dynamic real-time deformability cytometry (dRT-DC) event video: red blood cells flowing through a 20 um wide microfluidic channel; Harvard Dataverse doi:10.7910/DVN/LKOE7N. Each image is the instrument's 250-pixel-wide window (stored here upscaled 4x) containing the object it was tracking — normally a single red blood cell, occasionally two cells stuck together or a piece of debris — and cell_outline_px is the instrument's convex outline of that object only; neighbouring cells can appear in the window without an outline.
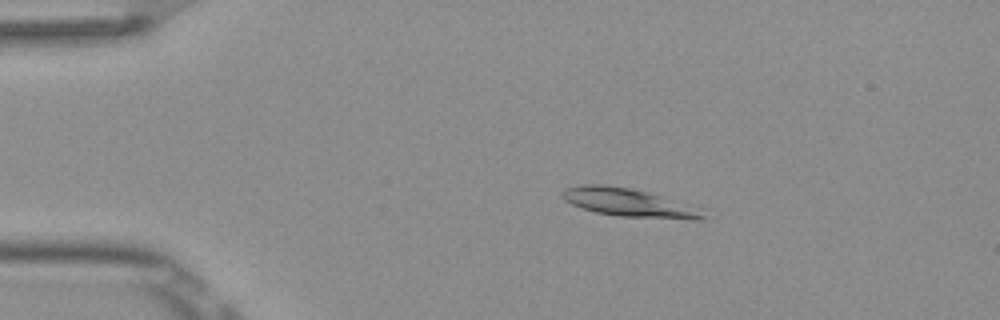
{"species": "Egyptian fruit bat (a non-hibernating species)", "species_latin": "Rousettus aegyptiacus", "temperature_condition": "room temperature", "stored_images_in_passage": 45, "camera_frame_rate_fps": 3000, "um_per_image_px": 0.085, "frame": {"image": 1, "passage_image": 3, "time_ms": 0.667, "image_size_px": [1000, 320], "cell_outline_px": [[704, 220], [692, 220], [620, 216], [596, 212], [572, 204], [564, 200], [564, 188], [580, 184], [604, 184], [628, 188], [644, 192], [704, 208]], "centroid_in_image_um": [53.52, 17.24], "position_along_channel_um": 31.5, "area_um2": 23.0}}
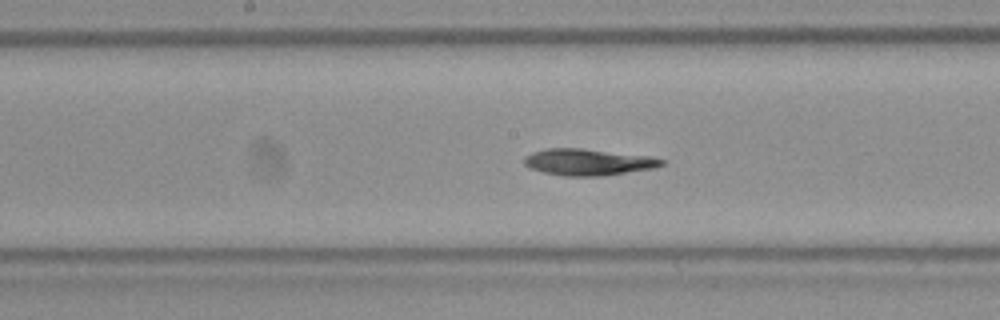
{"frame": {"image": 2, "passage_image": 20, "time_ms": 6.333, "image_size_px": [1000, 320], "cell_outline_px": [[668, 160], [664, 164], [656, 168], [604, 176], [564, 176], [544, 172], [528, 168], [524, 164], [524, 156], [532, 152], [548, 148], [580, 148], [652, 156]], "centroid_in_image_um": [50.04, 13.78], "position_along_channel_um": 198.2, "area_um2": 21.56}}
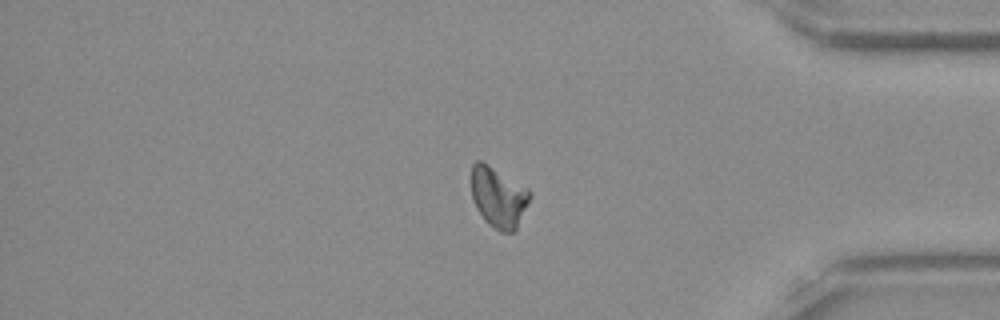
{"frame": {"image": 3, "passage_image": 37, "time_ms": 12.0, "image_size_px": [1000, 320], "cell_outline_px": [[532, 196], [516, 228], [512, 232], [500, 232], [488, 224], [484, 220], [476, 208], [472, 200], [472, 164], [476, 160], [480, 160], [488, 164], [528, 188], [532, 192]], "centroid_in_image_um": [42.37, 16.76], "position_along_channel_um": 392.8, "area_um2": 20.69}, "authors_computed_cell_mechanics": {"area_um2": 20.808, "velocity_mm_per_s": 3.8669, "shape_relaxation_time_tau1_ms": 5.6563, "shape_relaxation_time_tau2_ms": null, "deformation_change_tau1": 0.1428, "deformation_change_tau2": null}}